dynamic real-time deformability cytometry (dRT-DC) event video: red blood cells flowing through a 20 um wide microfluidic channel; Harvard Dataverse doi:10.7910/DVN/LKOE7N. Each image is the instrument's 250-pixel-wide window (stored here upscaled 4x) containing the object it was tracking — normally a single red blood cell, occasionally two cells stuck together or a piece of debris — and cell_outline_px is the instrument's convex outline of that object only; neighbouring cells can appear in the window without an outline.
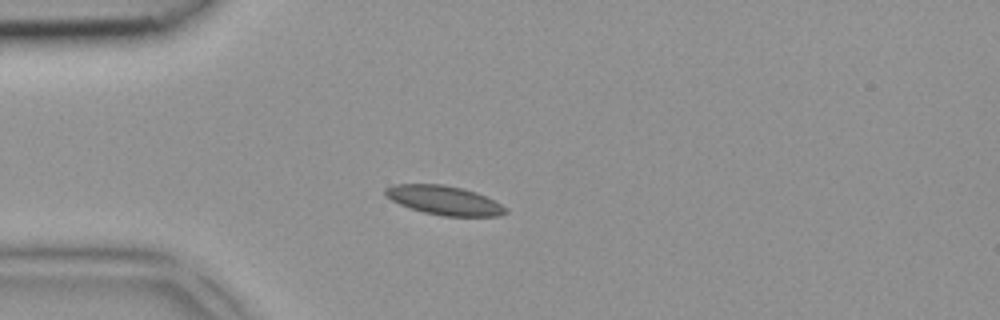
{"species": "common noctule bat (a hibernating species)", "species_latin": "Nyctalus noctula", "temperature_condition": "room temperature", "stored_images_in_passage": 2, "camera_frame_rate_fps": 3000, "um_per_image_px": 0.085, "animal": {"sex": "female", "body_mass_g": 18.4}, "frame": {"image": 1, "passage_image": 2, "time_ms": 0.333, "image_size_px": [1000, 320], "cell_outline_px": [[508, 212], [500, 216], [444, 216], [424, 212], [400, 204], [392, 200], [384, 192], [384, 188], [392, 184], [444, 184], [464, 188], [476, 192], [508, 208]], "centroid_in_image_um": [37.77, 17.02], "position_along_channel_um": 47.2, "area_um2": 20.29}}